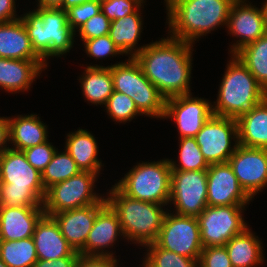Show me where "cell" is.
I'll return each instance as SVG.
<instances>
[{
  "instance_id": "cell-24",
  "label": "cell",
  "mask_w": 267,
  "mask_h": 267,
  "mask_svg": "<svg viewBox=\"0 0 267 267\" xmlns=\"http://www.w3.org/2000/svg\"><path fill=\"white\" fill-rule=\"evenodd\" d=\"M9 144L11 149L23 151L48 141L47 125L42 123L37 114L8 117Z\"/></svg>"
},
{
  "instance_id": "cell-33",
  "label": "cell",
  "mask_w": 267,
  "mask_h": 267,
  "mask_svg": "<svg viewBox=\"0 0 267 267\" xmlns=\"http://www.w3.org/2000/svg\"><path fill=\"white\" fill-rule=\"evenodd\" d=\"M179 140V163L168 159L171 171L207 170L210 165L201 153L195 137H183Z\"/></svg>"
},
{
  "instance_id": "cell-36",
  "label": "cell",
  "mask_w": 267,
  "mask_h": 267,
  "mask_svg": "<svg viewBox=\"0 0 267 267\" xmlns=\"http://www.w3.org/2000/svg\"><path fill=\"white\" fill-rule=\"evenodd\" d=\"M105 107L112 120L114 119V121L120 123L124 122V124L127 121H131L135 116L141 115L133 99L117 91H113Z\"/></svg>"
},
{
  "instance_id": "cell-21",
  "label": "cell",
  "mask_w": 267,
  "mask_h": 267,
  "mask_svg": "<svg viewBox=\"0 0 267 267\" xmlns=\"http://www.w3.org/2000/svg\"><path fill=\"white\" fill-rule=\"evenodd\" d=\"M44 214L43 207H0V240L32 237L37 222Z\"/></svg>"
},
{
  "instance_id": "cell-44",
  "label": "cell",
  "mask_w": 267,
  "mask_h": 267,
  "mask_svg": "<svg viewBox=\"0 0 267 267\" xmlns=\"http://www.w3.org/2000/svg\"><path fill=\"white\" fill-rule=\"evenodd\" d=\"M79 256H68L56 260H37L32 267H76Z\"/></svg>"
},
{
  "instance_id": "cell-15",
  "label": "cell",
  "mask_w": 267,
  "mask_h": 267,
  "mask_svg": "<svg viewBox=\"0 0 267 267\" xmlns=\"http://www.w3.org/2000/svg\"><path fill=\"white\" fill-rule=\"evenodd\" d=\"M252 198L244 191L228 162L207 169L208 206L247 205Z\"/></svg>"
},
{
  "instance_id": "cell-20",
  "label": "cell",
  "mask_w": 267,
  "mask_h": 267,
  "mask_svg": "<svg viewBox=\"0 0 267 267\" xmlns=\"http://www.w3.org/2000/svg\"><path fill=\"white\" fill-rule=\"evenodd\" d=\"M38 260H56L68 256H80L62 235L52 216L44 214L37 222L32 236Z\"/></svg>"
},
{
  "instance_id": "cell-32",
  "label": "cell",
  "mask_w": 267,
  "mask_h": 267,
  "mask_svg": "<svg viewBox=\"0 0 267 267\" xmlns=\"http://www.w3.org/2000/svg\"><path fill=\"white\" fill-rule=\"evenodd\" d=\"M80 171L75 160L66 150L61 153L56 150L52 160L41 173L45 191L52 185L67 180Z\"/></svg>"
},
{
  "instance_id": "cell-19",
  "label": "cell",
  "mask_w": 267,
  "mask_h": 267,
  "mask_svg": "<svg viewBox=\"0 0 267 267\" xmlns=\"http://www.w3.org/2000/svg\"><path fill=\"white\" fill-rule=\"evenodd\" d=\"M120 235L124 237L118 216L112 207L106 203L97 212L85 247L79 254L81 256L115 257L114 253L109 252L106 248L113 247Z\"/></svg>"
},
{
  "instance_id": "cell-28",
  "label": "cell",
  "mask_w": 267,
  "mask_h": 267,
  "mask_svg": "<svg viewBox=\"0 0 267 267\" xmlns=\"http://www.w3.org/2000/svg\"><path fill=\"white\" fill-rule=\"evenodd\" d=\"M250 230L247 227L224 245L233 267H256L264 262L263 244Z\"/></svg>"
},
{
  "instance_id": "cell-42",
  "label": "cell",
  "mask_w": 267,
  "mask_h": 267,
  "mask_svg": "<svg viewBox=\"0 0 267 267\" xmlns=\"http://www.w3.org/2000/svg\"><path fill=\"white\" fill-rule=\"evenodd\" d=\"M199 267H233L225 246H209L202 249Z\"/></svg>"
},
{
  "instance_id": "cell-39",
  "label": "cell",
  "mask_w": 267,
  "mask_h": 267,
  "mask_svg": "<svg viewBox=\"0 0 267 267\" xmlns=\"http://www.w3.org/2000/svg\"><path fill=\"white\" fill-rule=\"evenodd\" d=\"M84 43L86 54L89 57L96 59H102L106 57H116L117 55H123V53L118 49L115 43L111 40L109 35L82 40Z\"/></svg>"
},
{
  "instance_id": "cell-11",
  "label": "cell",
  "mask_w": 267,
  "mask_h": 267,
  "mask_svg": "<svg viewBox=\"0 0 267 267\" xmlns=\"http://www.w3.org/2000/svg\"><path fill=\"white\" fill-rule=\"evenodd\" d=\"M170 211L164 217L155 243L165 250L199 259L203 246L197 217L178 215Z\"/></svg>"
},
{
  "instance_id": "cell-13",
  "label": "cell",
  "mask_w": 267,
  "mask_h": 267,
  "mask_svg": "<svg viewBox=\"0 0 267 267\" xmlns=\"http://www.w3.org/2000/svg\"><path fill=\"white\" fill-rule=\"evenodd\" d=\"M212 115V103L204 98L192 97L191 93L166 99L163 119H174L179 138H183L195 137Z\"/></svg>"
},
{
  "instance_id": "cell-38",
  "label": "cell",
  "mask_w": 267,
  "mask_h": 267,
  "mask_svg": "<svg viewBox=\"0 0 267 267\" xmlns=\"http://www.w3.org/2000/svg\"><path fill=\"white\" fill-rule=\"evenodd\" d=\"M145 2L144 0H100L101 12L113 21L135 13Z\"/></svg>"
},
{
  "instance_id": "cell-4",
  "label": "cell",
  "mask_w": 267,
  "mask_h": 267,
  "mask_svg": "<svg viewBox=\"0 0 267 267\" xmlns=\"http://www.w3.org/2000/svg\"><path fill=\"white\" fill-rule=\"evenodd\" d=\"M109 191L106 202L116 212L124 238L142 247L154 243L167 213L165 205L133 199L115 185Z\"/></svg>"
},
{
  "instance_id": "cell-47",
  "label": "cell",
  "mask_w": 267,
  "mask_h": 267,
  "mask_svg": "<svg viewBox=\"0 0 267 267\" xmlns=\"http://www.w3.org/2000/svg\"><path fill=\"white\" fill-rule=\"evenodd\" d=\"M37 2L36 7L63 9L64 0H37Z\"/></svg>"
},
{
  "instance_id": "cell-29",
  "label": "cell",
  "mask_w": 267,
  "mask_h": 267,
  "mask_svg": "<svg viewBox=\"0 0 267 267\" xmlns=\"http://www.w3.org/2000/svg\"><path fill=\"white\" fill-rule=\"evenodd\" d=\"M95 65L87 66L78 80L81 81L85 100L95 105H105L114 91L111 67Z\"/></svg>"
},
{
  "instance_id": "cell-23",
  "label": "cell",
  "mask_w": 267,
  "mask_h": 267,
  "mask_svg": "<svg viewBox=\"0 0 267 267\" xmlns=\"http://www.w3.org/2000/svg\"><path fill=\"white\" fill-rule=\"evenodd\" d=\"M0 58L42 60L32 48L21 17L0 23Z\"/></svg>"
},
{
  "instance_id": "cell-41",
  "label": "cell",
  "mask_w": 267,
  "mask_h": 267,
  "mask_svg": "<svg viewBox=\"0 0 267 267\" xmlns=\"http://www.w3.org/2000/svg\"><path fill=\"white\" fill-rule=\"evenodd\" d=\"M111 21L102 13L90 18L76 32H79L81 40L93 39L109 34Z\"/></svg>"
},
{
  "instance_id": "cell-48",
  "label": "cell",
  "mask_w": 267,
  "mask_h": 267,
  "mask_svg": "<svg viewBox=\"0 0 267 267\" xmlns=\"http://www.w3.org/2000/svg\"><path fill=\"white\" fill-rule=\"evenodd\" d=\"M90 0H64L63 2V10H67L72 6L80 5Z\"/></svg>"
},
{
  "instance_id": "cell-50",
  "label": "cell",
  "mask_w": 267,
  "mask_h": 267,
  "mask_svg": "<svg viewBox=\"0 0 267 267\" xmlns=\"http://www.w3.org/2000/svg\"><path fill=\"white\" fill-rule=\"evenodd\" d=\"M0 267H8V266L0 259Z\"/></svg>"
},
{
  "instance_id": "cell-16",
  "label": "cell",
  "mask_w": 267,
  "mask_h": 267,
  "mask_svg": "<svg viewBox=\"0 0 267 267\" xmlns=\"http://www.w3.org/2000/svg\"><path fill=\"white\" fill-rule=\"evenodd\" d=\"M246 2V0H235L230 11L227 30L232 36L239 38L231 45L229 50L231 55L267 33L261 9Z\"/></svg>"
},
{
  "instance_id": "cell-17",
  "label": "cell",
  "mask_w": 267,
  "mask_h": 267,
  "mask_svg": "<svg viewBox=\"0 0 267 267\" xmlns=\"http://www.w3.org/2000/svg\"><path fill=\"white\" fill-rule=\"evenodd\" d=\"M0 183L10 184V188L32 189L44 201L41 173L27 161L23 151L9 147L0 154Z\"/></svg>"
},
{
  "instance_id": "cell-1",
  "label": "cell",
  "mask_w": 267,
  "mask_h": 267,
  "mask_svg": "<svg viewBox=\"0 0 267 267\" xmlns=\"http://www.w3.org/2000/svg\"><path fill=\"white\" fill-rule=\"evenodd\" d=\"M193 44L172 37L146 44L134 58L166 98L191 94Z\"/></svg>"
},
{
  "instance_id": "cell-40",
  "label": "cell",
  "mask_w": 267,
  "mask_h": 267,
  "mask_svg": "<svg viewBox=\"0 0 267 267\" xmlns=\"http://www.w3.org/2000/svg\"><path fill=\"white\" fill-rule=\"evenodd\" d=\"M55 146L49 141L43 144L23 150L27 161L40 173L46 168L48 163L52 160L56 150Z\"/></svg>"
},
{
  "instance_id": "cell-6",
  "label": "cell",
  "mask_w": 267,
  "mask_h": 267,
  "mask_svg": "<svg viewBox=\"0 0 267 267\" xmlns=\"http://www.w3.org/2000/svg\"><path fill=\"white\" fill-rule=\"evenodd\" d=\"M114 91L124 93L135 102L139 112L148 117L164 118L166 98L144 75L135 58L111 64Z\"/></svg>"
},
{
  "instance_id": "cell-22",
  "label": "cell",
  "mask_w": 267,
  "mask_h": 267,
  "mask_svg": "<svg viewBox=\"0 0 267 267\" xmlns=\"http://www.w3.org/2000/svg\"><path fill=\"white\" fill-rule=\"evenodd\" d=\"M47 65L43 60L0 58V87L8 93L28 91Z\"/></svg>"
},
{
  "instance_id": "cell-30",
  "label": "cell",
  "mask_w": 267,
  "mask_h": 267,
  "mask_svg": "<svg viewBox=\"0 0 267 267\" xmlns=\"http://www.w3.org/2000/svg\"><path fill=\"white\" fill-rule=\"evenodd\" d=\"M267 92V33L234 54Z\"/></svg>"
},
{
  "instance_id": "cell-2",
  "label": "cell",
  "mask_w": 267,
  "mask_h": 267,
  "mask_svg": "<svg viewBox=\"0 0 267 267\" xmlns=\"http://www.w3.org/2000/svg\"><path fill=\"white\" fill-rule=\"evenodd\" d=\"M170 37L193 44L217 27L227 26L235 0H164Z\"/></svg>"
},
{
  "instance_id": "cell-14",
  "label": "cell",
  "mask_w": 267,
  "mask_h": 267,
  "mask_svg": "<svg viewBox=\"0 0 267 267\" xmlns=\"http://www.w3.org/2000/svg\"><path fill=\"white\" fill-rule=\"evenodd\" d=\"M228 163L241 187L252 199L267 187V149L239 144Z\"/></svg>"
},
{
  "instance_id": "cell-43",
  "label": "cell",
  "mask_w": 267,
  "mask_h": 267,
  "mask_svg": "<svg viewBox=\"0 0 267 267\" xmlns=\"http://www.w3.org/2000/svg\"><path fill=\"white\" fill-rule=\"evenodd\" d=\"M115 257L79 256L76 267H118Z\"/></svg>"
},
{
  "instance_id": "cell-46",
  "label": "cell",
  "mask_w": 267,
  "mask_h": 267,
  "mask_svg": "<svg viewBox=\"0 0 267 267\" xmlns=\"http://www.w3.org/2000/svg\"><path fill=\"white\" fill-rule=\"evenodd\" d=\"M9 123L8 117H0V154L9 148Z\"/></svg>"
},
{
  "instance_id": "cell-49",
  "label": "cell",
  "mask_w": 267,
  "mask_h": 267,
  "mask_svg": "<svg viewBox=\"0 0 267 267\" xmlns=\"http://www.w3.org/2000/svg\"><path fill=\"white\" fill-rule=\"evenodd\" d=\"M262 7L260 8L263 14V20H264V25L267 30V0L266 2L262 3Z\"/></svg>"
},
{
  "instance_id": "cell-10",
  "label": "cell",
  "mask_w": 267,
  "mask_h": 267,
  "mask_svg": "<svg viewBox=\"0 0 267 267\" xmlns=\"http://www.w3.org/2000/svg\"><path fill=\"white\" fill-rule=\"evenodd\" d=\"M195 139L209 165L228 162L239 145L237 119L213 114Z\"/></svg>"
},
{
  "instance_id": "cell-35",
  "label": "cell",
  "mask_w": 267,
  "mask_h": 267,
  "mask_svg": "<svg viewBox=\"0 0 267 267\" xmlns=\"http://www.w3.org/2000/svg\"><path fill=\"white\" fill-rule=\"evenodd\" d=\"M43 207V200L32 189L10 188L0 183V207Z\"/></svg>"
},
{
  "instance_id": "cell-3",
  "label": "cell",
  "mask_w": 267,
  "mask_h": 267,
  "mask_svg": "<svg viewBox=\"0 0 267 267\" xmlns=\"http://www.w3.org/2000/svg\"><path fill=\"white\" fill-rule=\"evenodd\" d=\"M33 50L47 63L53 56L69 52L76 33L70 28L63 9L36 7L21 16Z\"/></svg>"
},
{
  "instance_id": "cell-18",
  "label": "cell",
  "mask_w": 267,
  "mask_h": 267,
  "mask_svg": "<svg viewBox=\"0 0 267 267\" xmlns=\"http://www.w3.org/2000/svg\"><path fill=\"white\" fill-rule=\"evenodd\" d=\"M106 203L105 196L97 204L65 210L51 215L59 225L62 235L76 252L80 253L84 249L97 212Z\"/></svg>"
},
{
  "instance_id": "cell-34",
  "label": "cell",
  "mask_w": 267,
  "mask_h": 267,
  "mask_svg": "<svg viewBox=\"0 0 267 267\" xmlns=\"http://www.w3.org/2000/svg\"><path fill=\"white\" fill-rule=\"evenodd\" d=\"M143 267H199V259L188 258L160 248L155 242L147 244ZM149 247V248H148Z\"/></svg>"
},
{
  "instance_id": "cell-7",
  "label": "cell",
  "mask_w": 267,
  "mask_h": 267,
  "mask_svg": "<svg viewBox=\"0 0 267 267\" xmlns=\"http://www.w3.org/2000/svg\"><path fill=\"white\" fill-rule=\"evenodd\" d=\"M171 168L168 159L137 163L115 186L125 195L144 202L169 205Z\"/></svg>"
},
{
  "instance_id": "cell-8",
  "label": "cell",
  "mask_w": 267,
  "mask_h": 267,
  "mask_svg": "<svg viewBox=\"0 0 267 267\" xmlns=\"http://www.w3.org/2000/svg\"><path fill=\"white\" fill-rule=\"evenodd\" d=\"M99 175L80 171L67 180L56 183L46 190L43 209L46 215L99 203L104 196L94 192Z\"/></svg>"
},
{
  "instance_id": "cell-26",
  "label": "cell",
  "mask_w": 267,
  "mask_h": 267,
  "mask_svg": "<svg viewBox=\"0 0 267 267\" xmlns=\"http://www.w3.org/2000/svg\"><path fill=\"white\" fill-rule=\"evenodd\" d=\"M65 150L75 160L81 171L97 173L102 169L98 156V144L95 137L85 129H78L67 134Z\"/></svg>"
},
{
  "instance_id": "cell-27",
  "label": "cell",
  "mask_w": 267,
  "mask_h": 267,
  "mask_svg": "<svg viewBox=\"0 0 267 267\" xmlns=\"http://www.w3.org/2000/svg\"><path fill=\"white\" fill-rule=\"evenodd\" d=\"M140 7L135 13L126 15L121 19L111 21L109 37L118 47V49L129 58H134L141 52L146 45L136 47L141 38L142 32V16ZM140 13V14H139Z\"/></svg>"
},
{
  "instance_id": "cell-9",
  "label": "cell",
  "mask_w": 267,
  "mask_h": 267,
  "mask_svg": "<svg viewBox=\"0 0 267 267\" xmlns=\"http://www.w3.org/2000/svg\"><path fill=\"white\" fill-rule=\"evenodd\" d=\"M246 205L207 206L197 217L203 248L224 246L248 226L242 212Z\"/></svg>"
},
{
  "instance_id": "cell-37",
  "label": "cell",
  "mask_w": 267,
  "mask_h": 267,
  "mask_svg": "<svg viewBox=\"0 0 267 267\" xmlns=\"http://www.w3.org/2000/svg\"><path fill=\"white\" fill-rule=\"evenodd\" d=\"M70 28L76 30L83 26L90 18L101 12L100 0H90L66 10Z\"/></svg>"
},
{
  "instance_id": "cell-12",
  "label": "cell",
  "mask_w": 267,
  "mask_h": 267,
  "mask_svg": "<svg viewBox=\"0 0 267 267\" xmlns=\"http://www.w3.org/2000/svg\"><path fill=\"white\" fill-rule=\"evenodd\" d=\"M176 214L198 217L207 204V170L171 171L170 199Z\"/></svg>"
},
{
  "instance_id": "cell-31",
  "label": "cell",
  "mask_w": 267,
  "mask_h": 267,
  "mask_svg": "<svg viewBox=\"0 0 267 267\" xmlns=\"http://www.w3.org/2000/svg\"><path fill=\"white\" fill-rule=\"evenodd\" d=\"M0 259L8 267H32L38 260L33 238L0 240Z\"/></svg>"
},
{
  "instance_id": "cell-45",
  "label": "cell",
  "mask_w": 267,
  "mask_h": 267,
  "mask_svg": "<svg viewBox=\"0 0 267 267\" xmlns=\"http://www.w3.org/2000/svg\"><path fill=\"white\" fill-rule=\"evenodd\" d=\"M15 1L16 0H0V23L13 21L21 17L16 14Z\"/></svg>"
},
{
  "instance_id": "cell-25",
  "label": "cell",
  "mask_w": 267,
  "mask_h": 267,
  "mask_svg": "<svg viewBox=\"0 0 267 267\" xmlns=\"http://www.w3.org/2000/svg\"><path fill=\"white\" fill-rule=\"evenodd\" d=\"M238 143L267 149V97L237 119Z\"/></svg>"
},
{
  "instance_id": "cell-5",
  "label": "cell",
  "mask_w": 267,
  "mask_h": 267,
  "mask_svg": "<svg viewBox=\"0 0 267 267\" xmlns=\"http://www.w3.org/2000/svg\"><path fill=\"white\" fill-rule=\"evenodd\" d=\"M230 57L212 110L214 115L238 119L261 103L267 92L235 55Z\"/></svg>"
}]
</instances>
